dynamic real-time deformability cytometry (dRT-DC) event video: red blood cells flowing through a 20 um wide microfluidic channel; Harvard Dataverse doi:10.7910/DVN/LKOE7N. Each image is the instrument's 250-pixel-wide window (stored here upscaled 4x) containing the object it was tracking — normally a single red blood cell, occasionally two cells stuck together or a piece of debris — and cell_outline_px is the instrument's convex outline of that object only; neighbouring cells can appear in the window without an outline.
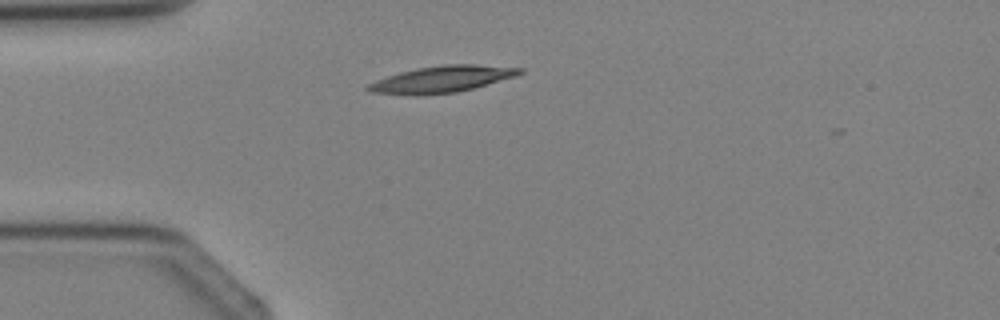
{"species": "Egyptian fruit bat (a non-hibernating species)", "species_latin": "Rousettus aegyptiacus", "temperature_condition": "cold", "stored_images_in_passage": 3, "camera_frame_rate_fps": 3000, "um_per_image_px": 0.085, "animal": {"sex": "female"}, "frame": {"image": 1, "passage_image": 3, "time_ms": 2.667, "image_size_px": [1000, 320], "cell_outline_px": [[524, 72], [516, 76], [472, 88], [456, 92], [372, 92], [364, 88], [368, 84], [376, 80], [400, 72], [416, 68], [444, 64], [476, 64], [524, 68]], "centroid_in_image_um": [37.68, 6.66], "position_along_channel_um": 47.3, "area_um2": 22.25}}